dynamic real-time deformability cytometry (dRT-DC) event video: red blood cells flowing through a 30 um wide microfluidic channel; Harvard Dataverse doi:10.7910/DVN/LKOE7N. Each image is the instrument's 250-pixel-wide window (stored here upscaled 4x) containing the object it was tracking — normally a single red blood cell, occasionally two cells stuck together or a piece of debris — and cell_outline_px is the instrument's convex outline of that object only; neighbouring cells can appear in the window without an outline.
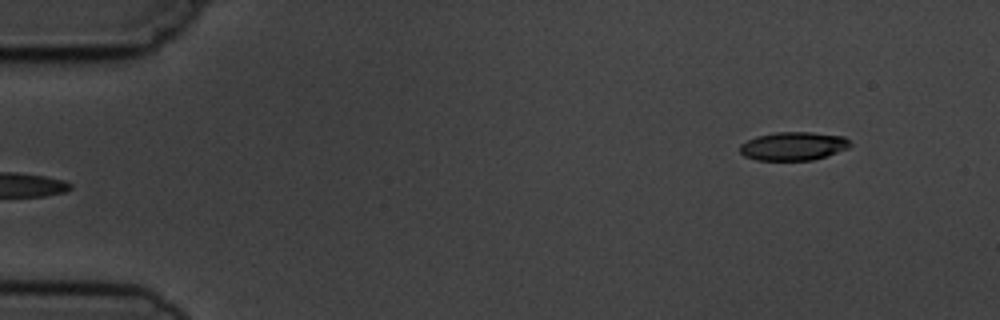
{"species": "common noctule bat (a hibernating species)", "species_latin": "Nyctalus noctula", "temperature_condition": "cold", "stored_images_in_passage": 5, "camera_frame_rate_fps": 3000, "um_per_image_px": 0.085, "animal": {"sex": "male", "body_mass_g": 19.5, "forearm_length_mm": 54.6}, "frame": {"image": 1, "passage_image": 5, "time_ms": 4.667, "image_size_px": [1000, 320], "cell_outline_px": [[852, 144], [848, 148], [812, 160], [756, 160], [744, 156], [740, 152], [740, 144], [756, 136], [776, 132], [812, 132], [844, 136]], "centroid_in_image_um": [67.41, 12.41], "position_along_channel_um": 17.6, "area_um2": 18.21}}